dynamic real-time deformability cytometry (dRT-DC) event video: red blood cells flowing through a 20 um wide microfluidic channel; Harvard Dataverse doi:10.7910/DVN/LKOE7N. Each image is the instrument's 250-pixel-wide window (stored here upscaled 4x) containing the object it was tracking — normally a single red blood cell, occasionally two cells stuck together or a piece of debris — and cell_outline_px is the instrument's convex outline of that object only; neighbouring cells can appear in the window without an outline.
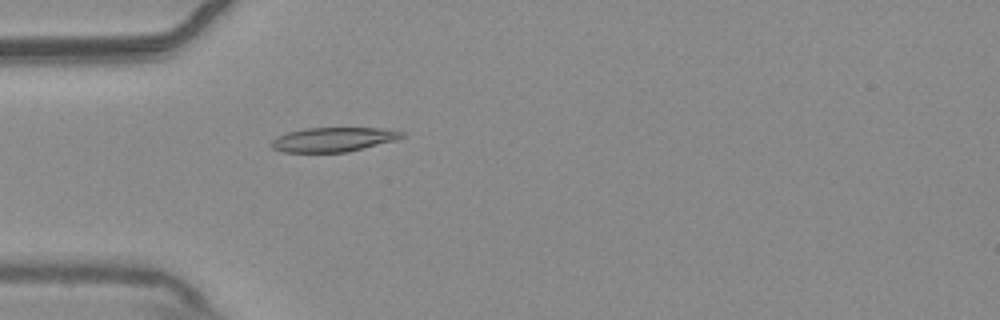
{"species": "common noctule bat (a hibernating species)", "species_latin": "Nyctalus noctula", "temperature_condition": "warm", "stored_images_in_passage": 55, "camera_frame_rate_fps": 3000, "um_per_image_px": 0.085, "animal": {"sex": "male", "body_mass_g": 20.4}, "frame": {"image": 1, "passage_image": 17, "time_ms": 5.333, "image_size_px": [1000, 320], "cell_outline_px": [[404, 136], [396, 140], [348, 152], [284, 152], [272, 148], [268, 144], [272, 140], [288, 132], [304, 128], [384, 128], [404, 132]], "centroid_in_image_um": [28.33, 11.86], "position_along_channel_um": 56.7, "area_um2": 18.5}}
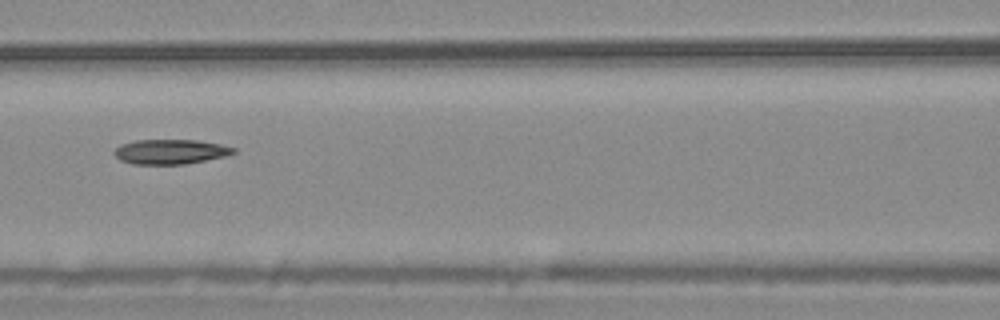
{"frame": {"image": 2, "passage_image": 25, "time_ms": 8.0, "image_size_px": [1000, 320], "cell_outline_px": [[236, 152], [224, 156], [184, 164], [132, 164], [120, 160], [112, 152], [120, 144], [136, 140], [196, 140], [220, 144], [236, 148]], "centroid_in_image_um": [14.45, 12.89], "position_along_channel_um": 152.1, "area_um2": 17.11}}
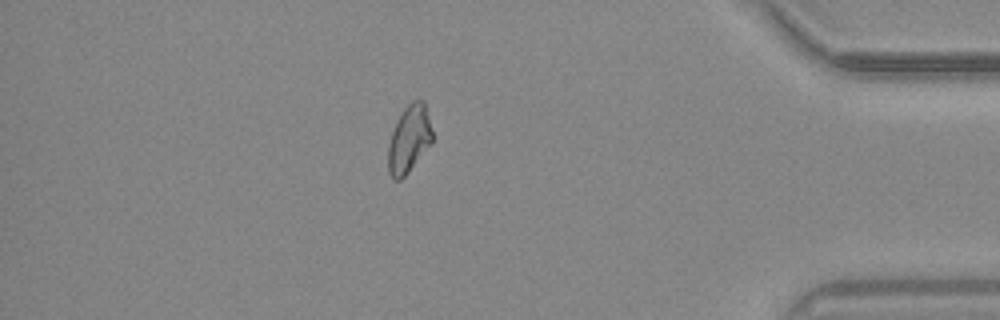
{"frame": {"image": 3, "passage_image": 48, "time_ms": 15.667, "image_size_px": [1000, 320], "cell_outline_px": [[432, 144], [408, 172], [400, 180], [392, 180], [388, 172], [388, 144], [396, 120], [404, 108], [412, 100], [424, 100], [432, 132]], "centroid_in_image_um": [34.76, 11.84], "position_along_channel_um": 400.4, "area_um2": 17.46}, "authors_computed_cell_mechanics": {"area_um2": 17.8024, "velocity_mm_per_s": 3.7264, "shape_relaxation_time_tau1_ms": null, "shape_relaxation_time_tau2_ms": 6.8075, "deformation_change_tau1": null, "deformation_change_tau2": 0.1273}}